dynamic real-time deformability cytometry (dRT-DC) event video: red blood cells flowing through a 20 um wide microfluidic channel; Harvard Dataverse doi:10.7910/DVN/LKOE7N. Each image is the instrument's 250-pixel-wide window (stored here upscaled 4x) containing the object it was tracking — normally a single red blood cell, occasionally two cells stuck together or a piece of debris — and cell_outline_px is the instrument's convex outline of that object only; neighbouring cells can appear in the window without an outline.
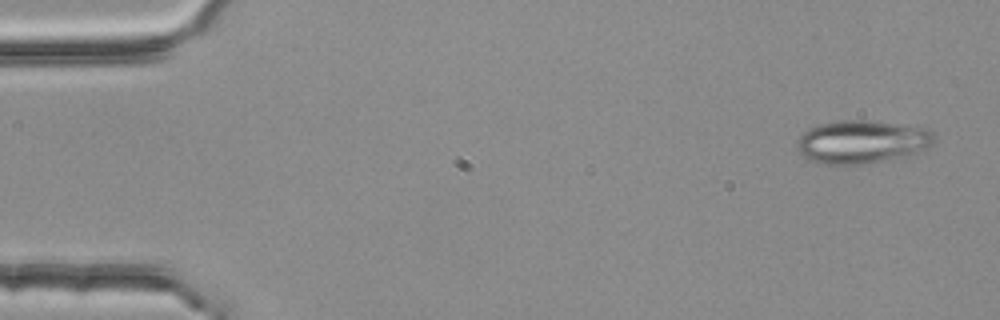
{"species": "common noctule bat (a hibernating species)", "species_latin": "Nyctalus noctula", "temperature_condition": "room temperature", "stored_images_in_passage": 7, "camera_frame_rate_fps": 3000, "um_per_image_px": 0.085, "animal": {"sex": "female", "body_mass_g": 25.1}, "frame": {"image": 1, "passage_image": 1, "time_ms": 0.0, "image_size_px": [1000, 320], "cell_outline_px": [[936, 140], [924, 148], [908, 156], [856, 164], [824, 164], [812, 160], [804, 156], [800, 152], [796, 144], [800, 136], [808, 128], [820, 124], [840, 120], [864, 120], [928, 128], [936, 136]], "centroid_in_image_um": [73.26, 12.04], "position_along_channel_um": 11.7, "area_um2": 33.99}}
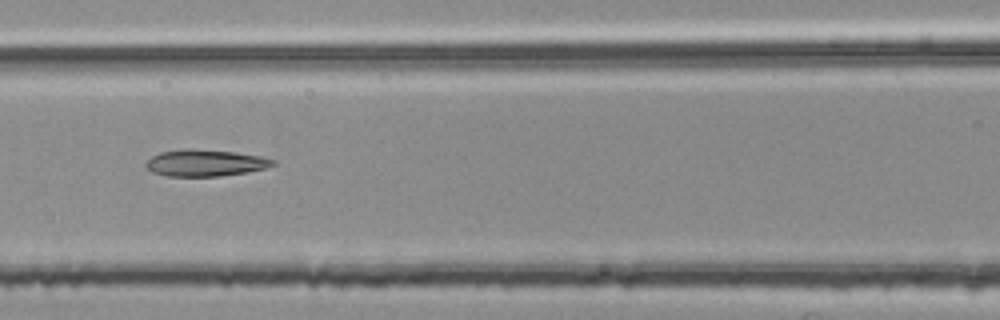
{"frame": {"image": 2, "passage_image": 6, "time_ms": 1.667, "image_size_px": [1000, 320], "cell_outline_px": [[276, 164], [264, 168], [248, 172], [220, 176], [168, 176], [152, 172], [144, 164], [152, 156], [160, 152], [184, 148], [188, 148], [236, 152], [260, 156], [276, 160]], "centroid_in_image_um": [17.45, 13.84], "position_along_channel_um": 149.2, "area_um2": 19.77}}
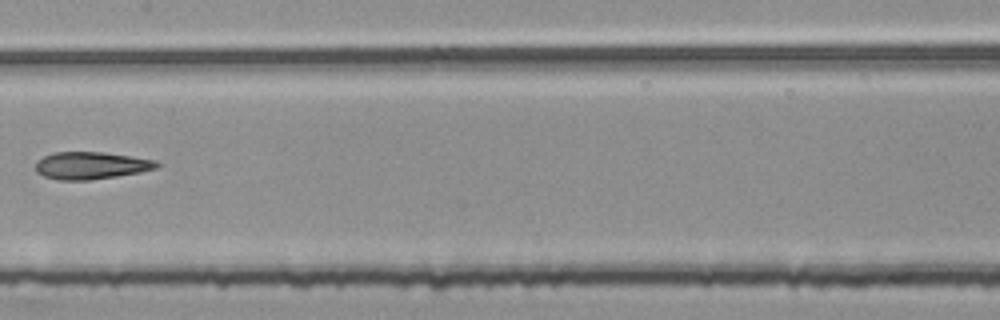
{"frame": {"image": 3, "passage_image": 7, "time_ms": 2.0, "image_size_px": [1000, 320], "cell_outline_px": [[160, 164], [156, 168], [140, 172], [116, 176], [88, 180], [60, 180], [44, 176], [36, 172], [36, 160], [52, 152], [104, 152], [156, 160]], "centroid_in_image_um": [7.71, 14.06], "position_along_channel_um": 199.7, "area_um2": 19.25}}